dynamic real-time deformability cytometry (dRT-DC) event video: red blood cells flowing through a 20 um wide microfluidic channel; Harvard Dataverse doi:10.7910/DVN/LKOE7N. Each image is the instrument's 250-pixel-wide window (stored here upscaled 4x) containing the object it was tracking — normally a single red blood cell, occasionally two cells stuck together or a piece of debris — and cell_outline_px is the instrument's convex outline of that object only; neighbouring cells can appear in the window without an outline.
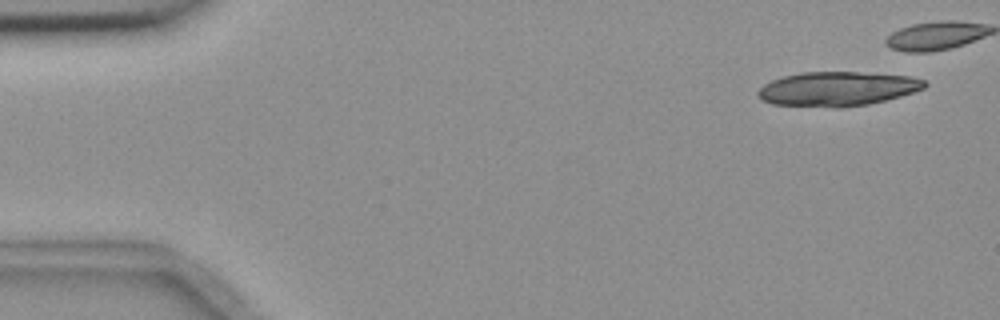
{"species": "common noctule bat (a hibernating species)", "species_latin": "Nyctalus noctula", "temperature_condition": "room temperature", "stored_images_in_passage": 11, "camera_frame_rate_fps": 3000, "um_per_image_px": 0.085, "animal": {"sex": "female", "body_mass_g": 18.4}, "frame": {"image": 1, "passage_image": 1, "time_ms": 0.0, "image_size_px": [1000, 320], "cell_outline_px": [[928, 84], [924, 88], [900, 96], [868, 104], [840, 108], [836, 108], [772, 104], [756, 96], [756, 92], [764, 84], [772, 80], [784, 76], [800, 72], [856, 72], [908, 76], [924, 80]], "centroid_in_image_um": [71.14, 7.56], "position_along_channel_um": 13.9, "area_um2": 33.23}}
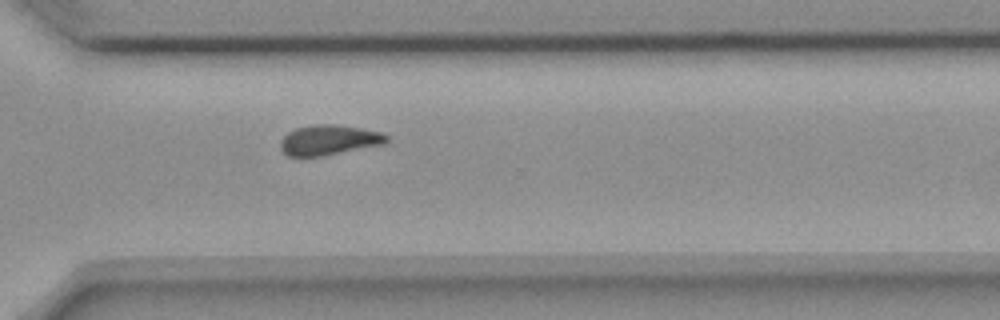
{"frame": {"image": 2, "passage_image": 11, "time_ms": 13.333, "image_size_px": [1000, 320], "cell_outline_px": [[388, 140], [384, 144], [324, 156], [288, 156], [280, 148], [280, 140], [288, 132], [296, 128], [312, 124], [336, 124], [360, 128], [380, 132], [388, 136]], "centroid_in_image_um": [27.95, 11.9], "position_along_channel_um": 342.7, "area_um2": 18.67}}